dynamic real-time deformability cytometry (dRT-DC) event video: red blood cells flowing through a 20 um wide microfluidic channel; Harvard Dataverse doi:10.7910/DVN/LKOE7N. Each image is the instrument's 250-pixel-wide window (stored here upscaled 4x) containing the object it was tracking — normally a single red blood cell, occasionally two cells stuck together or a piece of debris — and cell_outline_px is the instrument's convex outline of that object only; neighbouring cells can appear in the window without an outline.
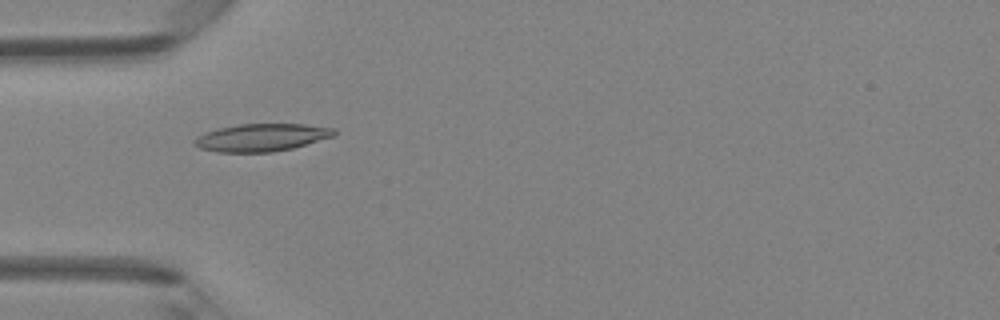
{"species": "Egyptian fruit bat (a non-hibernating species)", "species_latin": "Rousettus aegyptiacus", "temperature_condition": "room temperature", "stored_images_in_passage": 4, "camera_frame_rate_fps": 3000, "um_per_image_px": 0.085, "animal": {"sex": "female"}, "frame": {"image": 1, "passage_image": 2, "time_ms": 0.333, "image_size_px": [1000, 320], "cell_outline_px": [[336, 132], [332, 136], [292, 148], [272, 152], [216, 152], [200, 148], [192, 144], [192, 140], [196, 136], [204, 132], [216, 128], [240, 124], [304, 124], [336, 128]], "centroid_in_image_um": [22.15, 11.68], "position_along_channel_um": 62.8, "area_um2": 22.54}}